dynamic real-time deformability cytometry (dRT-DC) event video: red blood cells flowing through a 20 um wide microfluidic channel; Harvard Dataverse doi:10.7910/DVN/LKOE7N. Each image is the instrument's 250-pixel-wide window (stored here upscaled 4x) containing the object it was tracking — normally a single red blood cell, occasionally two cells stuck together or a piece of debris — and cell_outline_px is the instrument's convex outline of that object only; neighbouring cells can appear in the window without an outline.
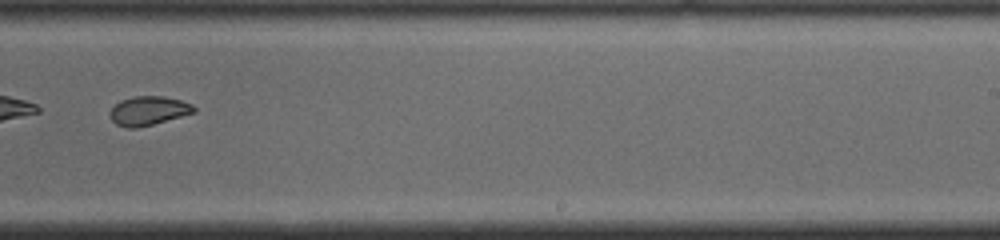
{"species": "common noctule bat (a hibernating species)", "species_latin": "Nyctalus noctula", "temperature_condition": "cold", "stored_images_in_passage": 29, "camera_frame_rate_fps": 3000, "um_per_image_px": 0.085, "animal": {"sex": "male", "body_mass_g": 19.0, "forearm_length_mm": 50.8}, "frame": {"image": 1, "passage_image": 17, "time_ms": 5.333, "image_size_px": [1000, 240], "cell_outline_px": [[196, 112], [152, 124], [136, 128], [128, 128], [116, 124], [112, 120], [112, 108], [120, 100], [136, 96], [164, 96], [180, 100], [192, 104], [196, 108]], "centroid_in_image_um": [12.65, 9.4], "position_along_channel_um": 276.3, "area_um2": 13.93}}